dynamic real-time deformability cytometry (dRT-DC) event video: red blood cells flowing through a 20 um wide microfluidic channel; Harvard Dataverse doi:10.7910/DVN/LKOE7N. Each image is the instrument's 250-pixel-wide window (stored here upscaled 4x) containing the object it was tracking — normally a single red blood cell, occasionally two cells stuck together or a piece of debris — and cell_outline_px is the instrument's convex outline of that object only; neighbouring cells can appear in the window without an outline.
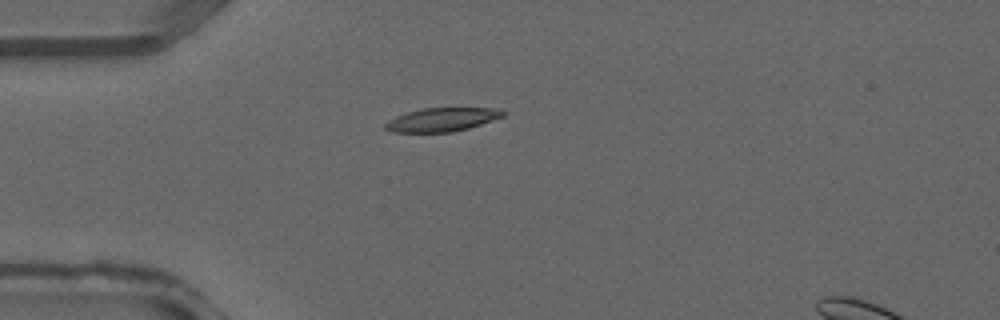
{"species": "common noctule bat (a hibernating species)", "species_latin": "Nyctalus noctula", "temperature_condition": "warm", "stored_images_in_passage": 29, "camera_frame_rate_fps": 3000, "um_per_image_px": 0.085, "animal": {"sex": "male", "forearm_length_mm": 52.5}, "frame": {"image": 1, "passage_image": 1, "time_ms": 0.0, "image_size_px": [1000, 320], "cell_outline_px": [[504, 116], [468, 128], [452, 132], [392, 132], [384, 128], [384, 124], [388, 120], [396, 116], [408, 112], [424, 108], [496, 108], [504, 112]], "centroid_in_image_um": [37.53, 10.17], "position_along_channel_um": 47.5, "area_um2": 16.01}}
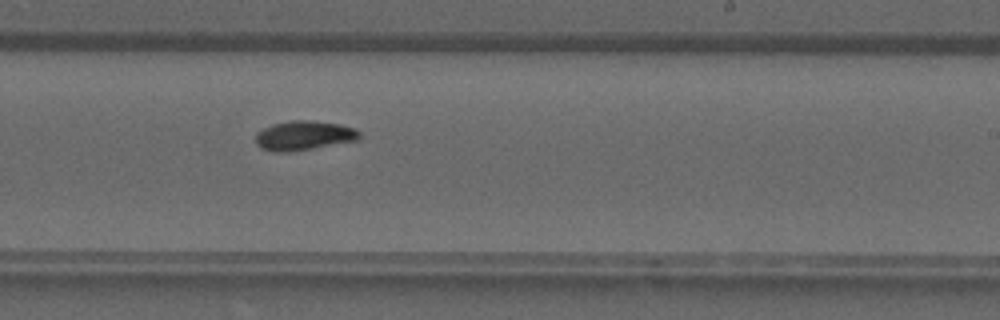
{"frame": {"image": 2, "passage_image": 14, "time_ms": 4.333, "image_size_px": [1000, 320], "cell_outline_px": [[360, 140], [292, 152], [272, 152], [260, 148], [256, 144], [256, 132], [272, 124], [292, 120], [312, 120], [340, 124], [356, 128], [360, 132]], "centroid_in_image_um": [25.84, 11.53], "position_along_channel_um": 263.2, "area_um2": 18.15}}
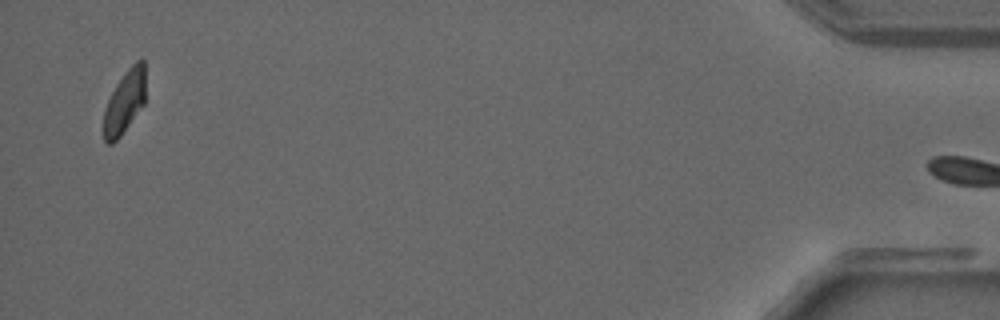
{"frame": {"image": 3, "passage_image": 28, "time_ms": 9.0, "image_size_px": [1000, 320], "cell_outline_px": [[144, 104], [120, 136], [112, 144], [108, 144], [104, 140], [104, 108], [116, 84], [124, 72], [136, 60], [144, 60]], "centroid_in_image_um": [10.58, 8.66], "position_along_channel_um": 424.6, "area_um2": 15.14}}